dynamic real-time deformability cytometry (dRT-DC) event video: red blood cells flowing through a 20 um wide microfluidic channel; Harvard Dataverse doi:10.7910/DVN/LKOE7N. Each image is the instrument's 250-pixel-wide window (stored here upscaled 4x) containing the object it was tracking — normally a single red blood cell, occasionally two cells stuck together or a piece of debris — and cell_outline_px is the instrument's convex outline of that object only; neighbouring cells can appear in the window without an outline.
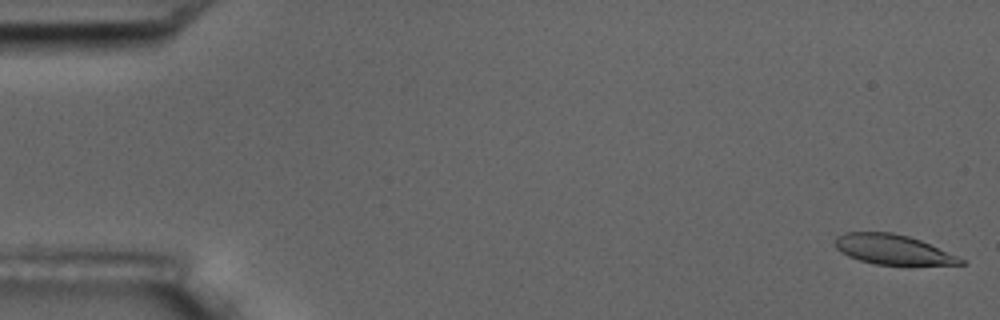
{"species": "common noctule bat (a hibernating species)", "species_latin": "Nyctalus noctula", "temperature_condition": "room temperature", "stored_images_in_passage": 6, "camera_frame_rate_fps": 3000, "um_per_image_px": 0.085, "animal": {"sex": "male", "body_mass_g": 17.5, "forearm_length_mm": 52.3}, "frame": {"image": 1, "passage_image": 1, "time_ms": 0.0, "image_size_px": [1000, 320], "cell_outline_px": [[964, 264], [876, 264], [860, 260], [848, 256], [840, 252], [836, 248], [836, 236], [844, 232], [892, 232], [908, 236], [920, 240], [956, 256], [964, 260]], "centroid_in_image_um": [75.81, 21.19], "position_along_channel_um": 9.2, "area_um2": 21.33}}
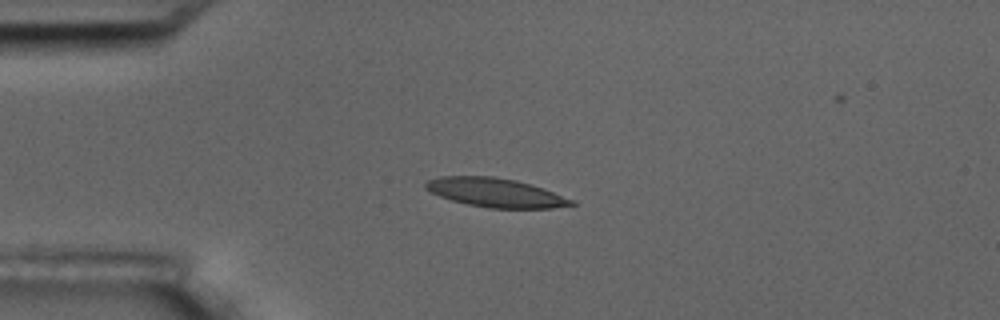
{"frame": {"image": 2, "passage_image": 4, "time_ms": 4.333, "image_size_px": [1000, 320], "cell_outline_px": [[576, 204], [552, 208], [488, 208], [468, 204], [452, 200], [440, 196], [424, 188], [424, 184], [428, 180], [440, 176], [492, 176], [516, 180], [532, 184], [544, 188], [576, 200]], "centroid_in_image_um": [42.16, 16.37], "position_along_channel_um": 42.8, "area_um2": 24.68}}